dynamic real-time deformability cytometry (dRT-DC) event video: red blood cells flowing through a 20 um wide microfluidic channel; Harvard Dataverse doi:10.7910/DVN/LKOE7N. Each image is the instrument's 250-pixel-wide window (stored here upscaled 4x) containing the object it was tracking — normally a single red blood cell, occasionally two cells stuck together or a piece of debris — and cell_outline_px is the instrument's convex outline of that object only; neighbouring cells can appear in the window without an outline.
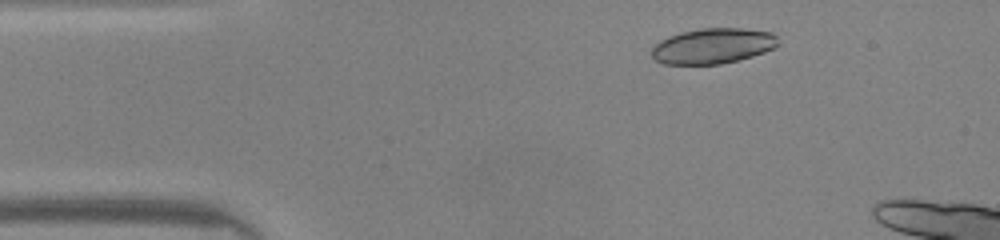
{"species": "common noctule bat (a hibernating species)", "species_latin": "Nyctalus noctula", "temperature_condition": "warm", "stored_images_in_passage": 13, "camera_frame_rate_fps": 3000, "um_per_image_px": 0.085, "animal": {"sex": "male", "body_mass_g": 20.0, "forearm_length_mm": 53.3}, "frame": {"image": 1, "passage_image": 5, "time_ms": 1.333, "image_size_px": [1000, 240], "cell_outline_px": [[780, 44], [764, 52], [752, 56], [720, 64], [664, 64], [656, 60], [652, 56], [652, 48], [660, 40], [668, 36], [680, 32], [700, 28], [740, 28], [772, 32], [776, 36]], "centroid_in_image_um": [60.59, 3.9], "position_along_channel_um": 24.4, "area_um2": 26.07}}